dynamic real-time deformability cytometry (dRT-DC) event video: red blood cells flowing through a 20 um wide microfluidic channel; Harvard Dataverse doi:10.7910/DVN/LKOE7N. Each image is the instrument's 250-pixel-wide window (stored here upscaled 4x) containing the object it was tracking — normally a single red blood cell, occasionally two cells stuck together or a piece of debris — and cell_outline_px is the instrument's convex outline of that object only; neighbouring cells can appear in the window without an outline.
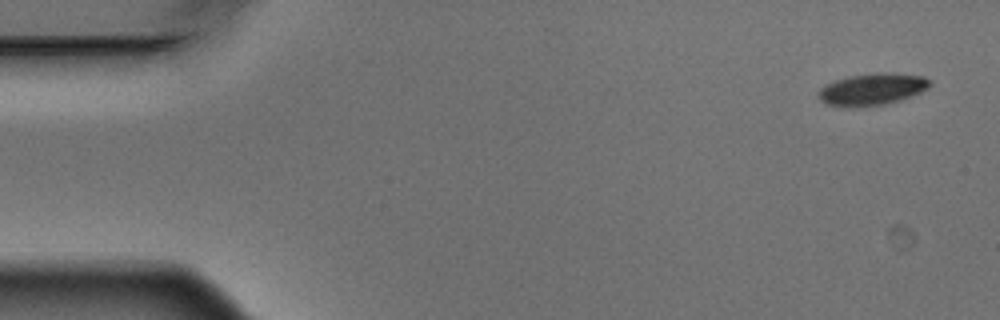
{"species": "Egyptian fruit bat (a non-hibernating species)", "species_latin": "Rousettus aegyptiacus", "temperature_condition": "warm", "stored_images_in_passage": 4, "camera_frame_rate_fps": 3000, "um_per_image_px": 0.085, "animal": {"sex": "male"}, "frame": {"image": 1, "passage_image": 1, "time_ms": 0.0, "image_size_px": [1000, 320], "cell_outline_px": [[932, 84], [928, 88], [920, 92], [900, 100], [884, 104], [856, 108], [844, 108], [824, 104], [820, 100], [820, 88], [836, 80], [852, 76], [880, 72], [888, 72], [924, 76], [932, 80]], "centroid_in_image_um": [74.16, 7.6], "position_along_channel_um": 10.8, "area_um2": 20.81}}
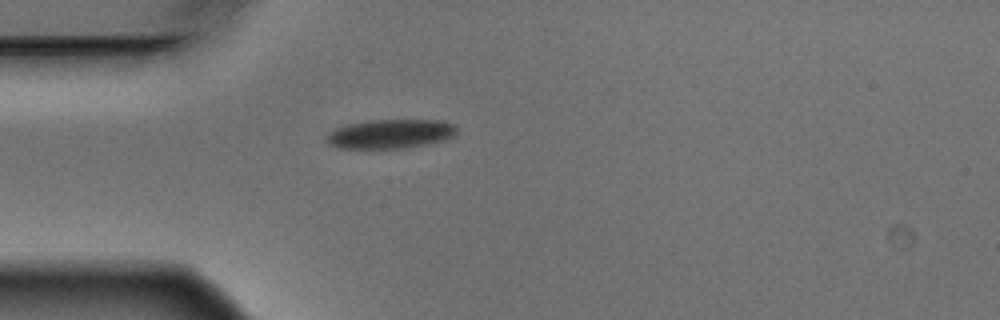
{"frame": {"image": 2, "passage_image": 4, "time_ms": 1.0, "image_size_px": [1000, 320], "cell_outline_px": [[456, 132], [452, 136], [444, 140], [428, 144], [400, 148], [340, 148], [328, 144], [328, 132], [336, 128], [348, 124], [368, 120], [436, 120], [452, 124], [456, 128]], "centroid_in_image_um": [33.16, 11.38], "position_along_channel_um": 51.8, "area_um2": 21.85}}